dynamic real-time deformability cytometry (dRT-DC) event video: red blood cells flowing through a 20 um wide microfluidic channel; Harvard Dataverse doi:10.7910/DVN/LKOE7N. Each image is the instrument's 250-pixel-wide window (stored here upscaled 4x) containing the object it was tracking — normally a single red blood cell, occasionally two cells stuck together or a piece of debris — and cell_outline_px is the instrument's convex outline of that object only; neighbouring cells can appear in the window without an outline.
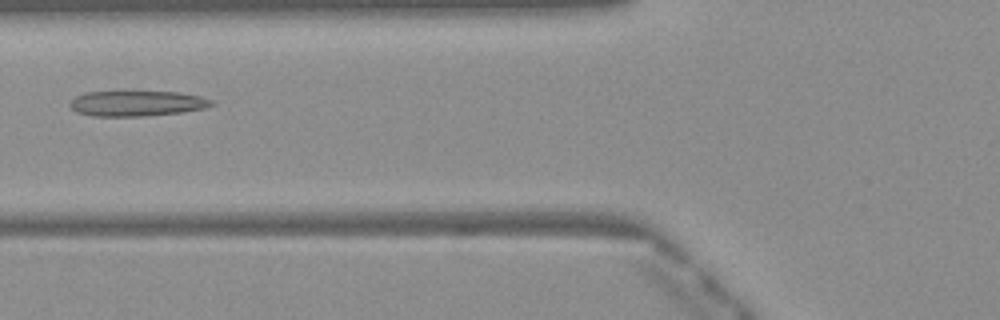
{"species": "Egyptian fruit bat (a non-hibernating species)", "species_latin": "Rousettus aegyptiacus", "temperature_condition": "warm", "stored_images_in_passage": 41, "camera_frame_rate_fps": 3000, "um_per_image_px": 0.085, "frame": {"image": 1, "passage_image": 11, "time_ms": 3.333, "image_size_px": [1000, 320], "cell_outline_px": [[216, 104], [204, 108], [180, 112], [144, 116], [92, 116], [76, 112], [68, 104], [68, 100], [84, 92], [180, 92], [200, 96], [212, 100]], "centroid_in_image_um": [11.6, 8.79], "position_along_channel_um": 114.2, "area_um2": 20.98}}
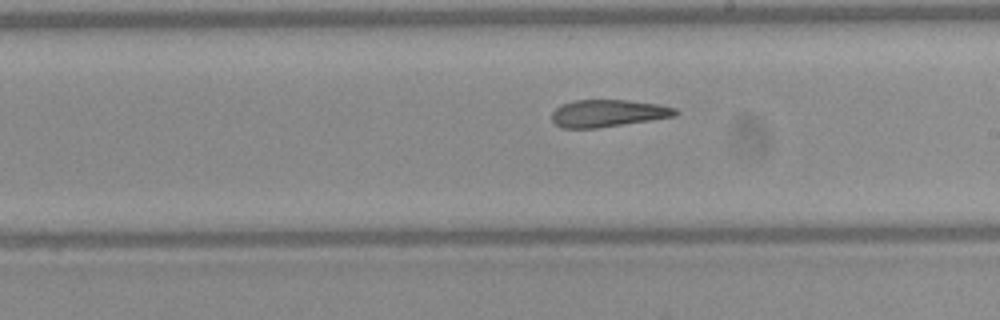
{"frame": {"image": 2, "passage_image": 20, "time_ms": 6.333, "image_size_px": [1000, 320], "cell_outline_px": [[680, 112], [676, 116], [652, 120], [596, 128], [560, 128], [552, 120], [552, 112], [560, 104], [572, 100], [628, 100], [656, 104], [676, 108]], "centroid_in_image_um": [51.66, 9.62], "position_along_channel_um": 237.3, "area_um2": 19.71}}
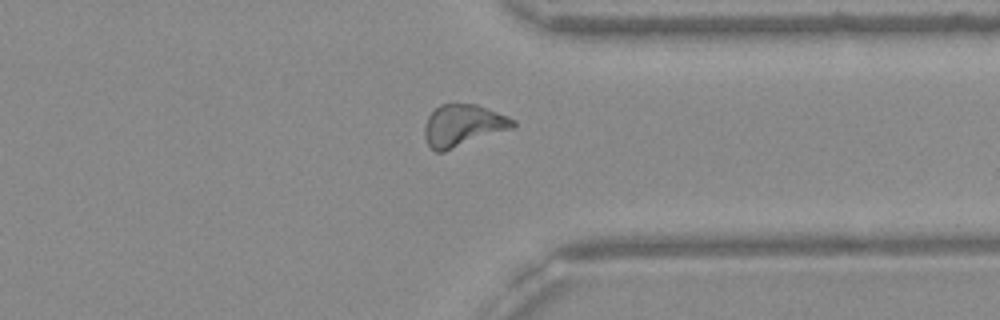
{"frame": {"image": 3, "passage_image": 30, "time_ms": 9.667, "image_size_px": [1000, 320], "cell_outline_px": [[516, 124], [512, 128], [444, 152], [436, 152], [428, 144], [424, 136], [424, 124], [428, 116], [440, 104], [476, 104], [508, 116], [516, 120]], "centroid_in_image_um": [39.34, 10.66], "position_along_channel_um": 372.1, "area_um2": 21.5}, "authors_computed_cell_mechanics": {"area_um2": 21.097, "velocity_mm_per_s": 4.0977, "shape_relaxation_time_tau1_ms": null, "shape_relaxation_time_tau2_ms": 3.8338, "deformation_change_tau1": null, "deformation_change_tau2": 0.1449}}